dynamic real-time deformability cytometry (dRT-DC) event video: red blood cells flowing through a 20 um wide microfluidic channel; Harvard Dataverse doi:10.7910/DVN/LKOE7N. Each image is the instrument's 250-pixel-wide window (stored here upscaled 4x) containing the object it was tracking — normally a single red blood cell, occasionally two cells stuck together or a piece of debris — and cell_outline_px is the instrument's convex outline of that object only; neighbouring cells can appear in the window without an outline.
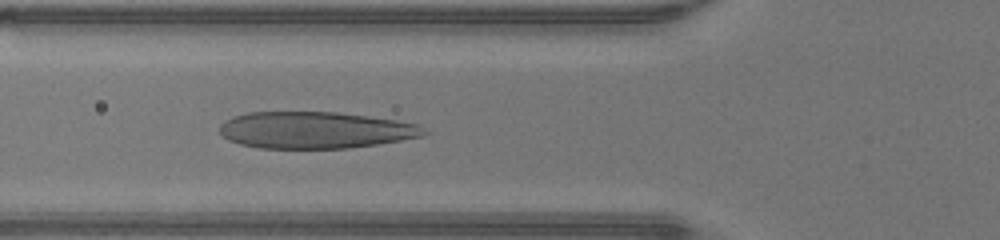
{"species": "human", "species_latin": "Homo sapiens", "temperature_condition": "warm", "stored_images_in_passage": 34, "camera_frame_rate_fps": 3000, "um_per_image_px": 0.085, "donor": {"sex": "male"}, "frame": {"image": 1, "passage_image": 6, "time_ms": 1.667, "image_size_px": [1000, 240], "cell_outline_px": [[428, 132], [420, 136], [400, 140], [376, 144], [348, 148], [260, 148], [240, 144], [228, 140], [220, 132], [220, 124], [232, 116], [248, 112], [336, 112], [368, 116], [396, 120], [420, 124]], "centroid_in_image_um": [26.78, 11.05], "position_along_channel_um": 99.0, "area_um2": 43.64}}
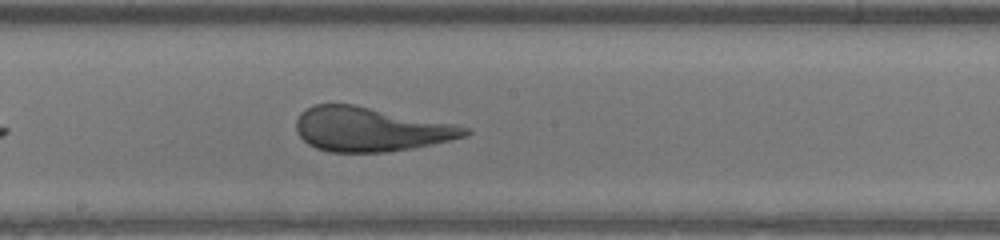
{"frame": {"image": 2, "passage_image": 14, "time_ms": 4.333, "image_size_px": [1000, 240], "cell_outline_px": [[472, 132], [468, 136], [432, 144], [412, 148], [384, 152], [328, 152], [316, 148], [308, 144], [296, 132], [296, 120], [300, 112], [316, 104], [352, 104], [456, 124], [468, 128]], "centroid_in_image_um": [31.49, 10.99], "position_along_channel_um": 216.7, "area_um2": 43.41}}
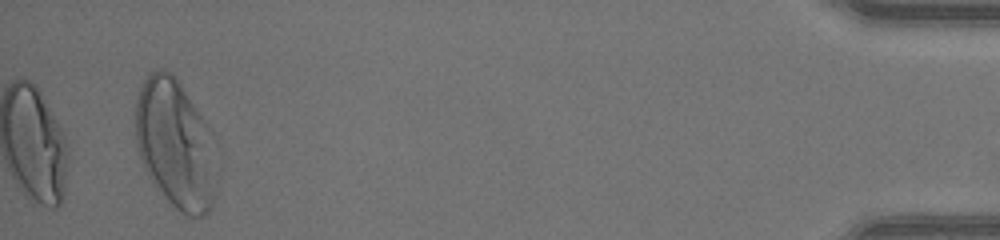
{"frame": {"image": 3, "passage_image": 34, "time_ms": 11.0, "image_size_px": [1000, 240], "cell_outline_px": [[216, 196], [212, 208], [204, 216], [188, 216], [180, 212], [164, 196], [144, 168], [140, 160], [136, 144], [136, 100], [140, 88], [148, 72], [172, 72], [212, 132], [216, 180]], "centroid_in_image_um": [14.92, 12.3], "position_along_channel_um": 420.3, "area_um2": 60.63}}